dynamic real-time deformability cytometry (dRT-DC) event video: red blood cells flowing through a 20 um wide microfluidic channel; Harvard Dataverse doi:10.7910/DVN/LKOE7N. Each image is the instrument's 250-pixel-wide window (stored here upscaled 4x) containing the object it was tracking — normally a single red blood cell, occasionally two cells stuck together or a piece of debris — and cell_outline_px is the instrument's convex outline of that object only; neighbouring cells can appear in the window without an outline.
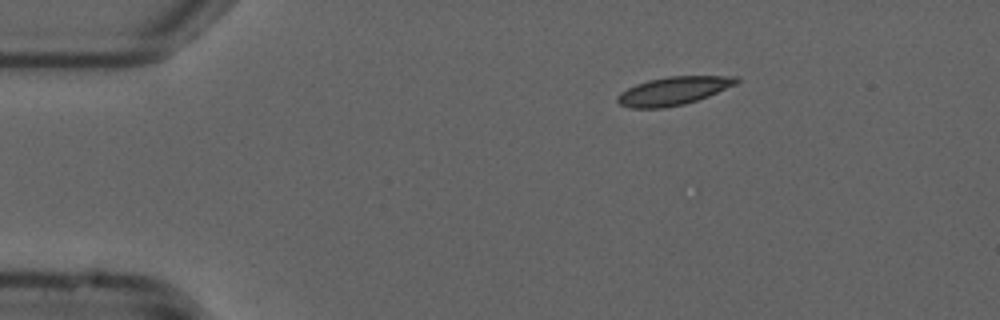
{"species": "common noctule bat (a hibernating species)", "species_latin": "Nyctalus noctula", "temperature_condition": "cold", "stored_images_in_passage": 24, "camera_frame_rate_fps": 3000, "um_per_image_px": 0.085, "animal": {"sex": "male", "forearm_length_mm": 52.5}, "frame": {"image": 1, "passage_image": 1, "time_ms": 0.0, "image_size_px": [1000, 320], "cell_outline_px": [[740, 80], [736, 84], [708, 96], [684, 104], [664, 108], [632, 108], [620, 104], [616, 100], [616, 96], [620, 92], [636, 84], [648, 80], [668, 76], [740, 76]], "centroid_in_image_um": [57.23, 7.72], "position_along_channel_um": 27.8, "area_um2": 19.54}}
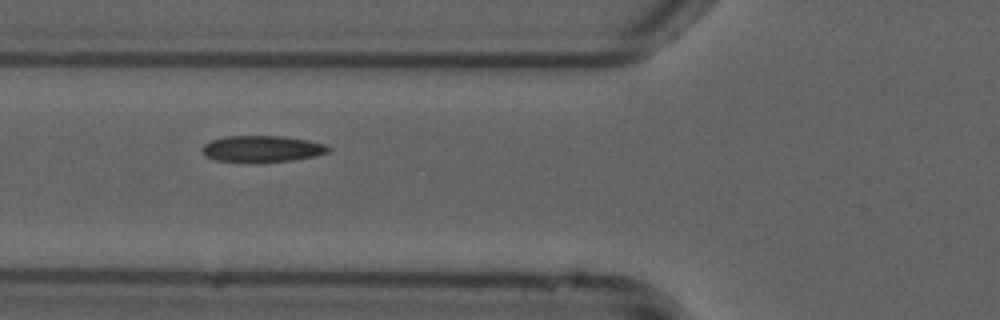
{"frame": {"image": 2, "passage_image": 12, "time_ms": 3.667, "image_size_px": [1000, 320], "cell_outline_px": [[332, 148], [328, 152], [316, 156], [292, 160], [252, 164], [216, 160], [208, 156], [200, 148], [204, 144], [212, 140], [228, 136], [284, 136], [308, 140], [324, 144]], "centroid_in_image_um": [22.29, 12.67], "position_along_channel_um": 103.5, "area_um2": 19.77}}
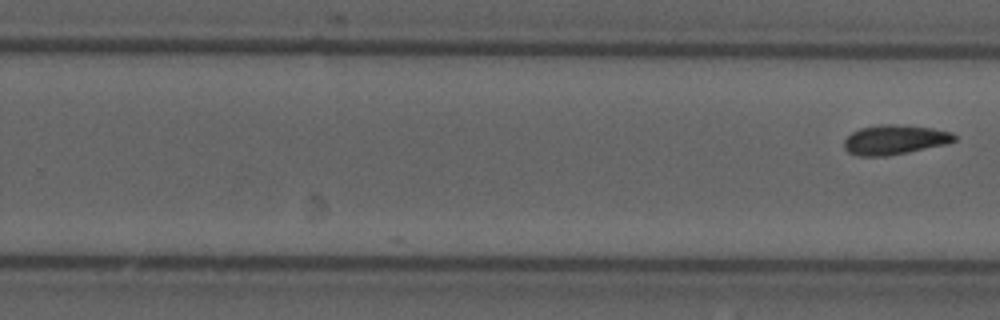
{"frame": {"image": 3, "passage_image": 24, "time_ms": 7.667, "image_size_px": [1000, 320], "cell_outline_px": [[956, 140], [948, 144], [908, 152], [884, 156], [860, 156], [848, 152], [844, 148], [844, 140], [852, 132], [860, 128], [880, 124], [896, 124], [932, 128], [952, 132], [956, 136]], "centroid_in_image_um": [76.06, 11.87], "position_along_channel_um": 253.7, "area_um2": 19.07}}